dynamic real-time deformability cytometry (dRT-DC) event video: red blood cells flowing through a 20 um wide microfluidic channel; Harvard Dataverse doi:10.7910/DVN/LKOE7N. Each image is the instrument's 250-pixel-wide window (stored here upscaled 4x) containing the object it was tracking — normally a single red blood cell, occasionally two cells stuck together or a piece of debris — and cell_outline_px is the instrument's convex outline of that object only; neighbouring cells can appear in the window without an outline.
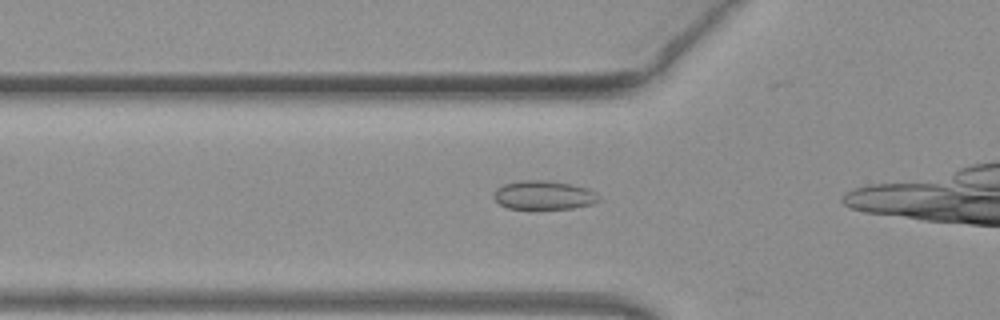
{"species": "common noctule bat (a hibernating species)", "species_latin": "Nyctalus noctula", "temperature_condition": "warm", "stored_images_in_passage": 12, "camera_frame_rate_fps": 3000, "um_per_image_px": 0.085, "animal": {"sex": "female", "body_mass_g": 19.3, "forearm_length_mm": 54.1}, "frame": {"image": 1, "passage_image": 7, "time_ms": 2.0, "image_size_px": [1000, 320], "cell_outline_px": [[600, 200], [592, 204], [572, 208], [508, 208], [500, 204], [492, 196], [492, 192], [496, 188], [504, 184], [520, 180], [548, 180], [572, 184], [588, 188], [596, 192], [600, 196]], "centroid_in_image_um": [46.22, 16.57], "position_along_channel_um": 79.6, "area_um2": 17.74}}
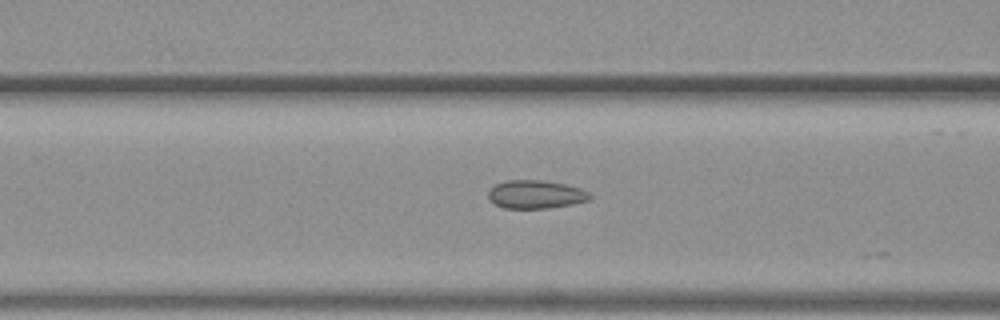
{"frame": {"image": 2, "passage_image": 10, "time_ms": 3.0, "image_size_px": [1000, 320], "cell_outline_px": [[592, 196], [588, 200], [572, 204], [548, 208], [504, 208], [488, 200], [488, 192], [496, 184], [508, 180], [540, 180], [564, 184], [580, 188], [588, 192]], "centroid_in_image_um": [45.52, 16.52], "position_along_channel_um": 121.1, "area_um2": 16.59}}